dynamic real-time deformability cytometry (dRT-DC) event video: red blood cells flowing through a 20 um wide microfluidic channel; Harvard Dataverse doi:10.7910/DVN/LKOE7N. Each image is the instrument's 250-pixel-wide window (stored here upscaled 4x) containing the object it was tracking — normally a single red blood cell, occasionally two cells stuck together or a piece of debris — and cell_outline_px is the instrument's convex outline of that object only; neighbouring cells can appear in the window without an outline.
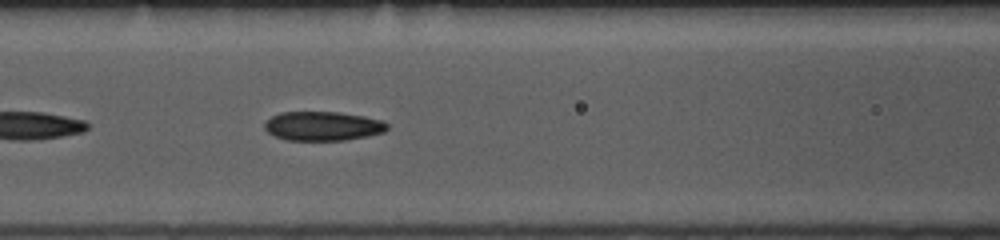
{"species": "common noctule bat (a hibernating species)", "species_latin": "Nyctalus noctula", "temperature_condition": "room temperature", "stored_images_in_passage": 25, "camera_frame_rate_fps": 3000, "um_per_image_px": 0.085, "animal": {"sex": "female", "body_mass_g": 10.0, "forearm_length_mm": 53.1}, "frame": {"image": 1, "passage_image": 8, "time_ms": 2.333, "image_size_px": [1000, 240], "cell_outline_px": [[388, 128], [384, 132], [368, 136], [344, 140], [288, 140], [276, 136], [268, 132], [264, 128], [264, 124], [272, 116], [280, 112], [340, 112], [364, 116], [384, 120], [388, 124]], "centroid_in_image_um": [27.48, 10.71], "position_along_channel_um": 139.1, "area_um2": 20.87}}